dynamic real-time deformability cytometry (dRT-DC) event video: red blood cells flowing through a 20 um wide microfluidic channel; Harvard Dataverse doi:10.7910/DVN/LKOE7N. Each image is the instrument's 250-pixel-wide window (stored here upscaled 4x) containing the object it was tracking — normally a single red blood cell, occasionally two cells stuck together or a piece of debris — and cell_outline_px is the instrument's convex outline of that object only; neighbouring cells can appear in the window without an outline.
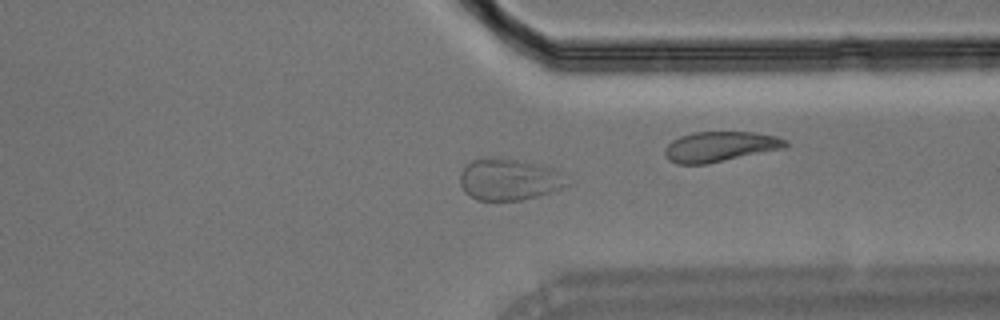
{"species": "Egyptian fruit bat (a non-hibernating species)", "species_latin": "Rousettus aegyptiacus", "temperature_condition": "room temperature", "stored_images_in_passage": 28, "camera_frame_rate_fps": 3000, "um_per_image_px": 0.085, "animal": {"sex": "male"}, "frame": {"image": 1, "passage_image": 20, "time_ms": 6.333, "image_size_px": [1000, 320], "cell_outline_px": [[572, 184], [552, 192], [520, 200], [476, 200], [464, 192], [460, 184], [460, 172], [472, 160], [484, 156], [500, 156], [536, 164], [552, 168], [564, 172]], "centroid_in_image_um": [43.29, 15.23], "position_along_channel_um": 368.1, "area_um2": 26.53}}